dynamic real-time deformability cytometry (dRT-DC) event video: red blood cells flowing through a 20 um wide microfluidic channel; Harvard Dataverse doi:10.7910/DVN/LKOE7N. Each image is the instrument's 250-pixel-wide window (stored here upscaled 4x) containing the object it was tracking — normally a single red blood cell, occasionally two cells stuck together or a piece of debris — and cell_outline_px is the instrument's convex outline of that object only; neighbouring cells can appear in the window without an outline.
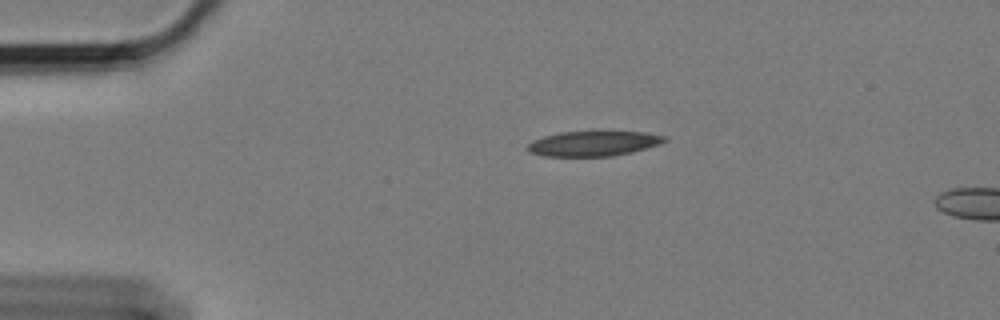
{"species": "Egyptian fruit bat (a non-hibernating species)", "species_latin": "Rousettus aegyptiacus", "temperature_condition": "cold", "stored_images_in_passage": 6, "camera_frame_rate_fps": 3000, "um_per_image_px": 0.085, "animal": {"sex": "female"}, "frame": {"image": 1, "passage_image": 1, "time_ms": 0.0, "image_size_px": [1000, 320], "cell_outline_px": [[668, 140], [660, 144], [612, 156], [544, 156], [528, 152], [528, 144], [532, 140], [544, 136], [560, 132], [644, 132], [664, 136]], "centroid_in_image_um": [50.39, 12.2], "position_along_channel_um": 34.6, "area_um2": 19.65}}